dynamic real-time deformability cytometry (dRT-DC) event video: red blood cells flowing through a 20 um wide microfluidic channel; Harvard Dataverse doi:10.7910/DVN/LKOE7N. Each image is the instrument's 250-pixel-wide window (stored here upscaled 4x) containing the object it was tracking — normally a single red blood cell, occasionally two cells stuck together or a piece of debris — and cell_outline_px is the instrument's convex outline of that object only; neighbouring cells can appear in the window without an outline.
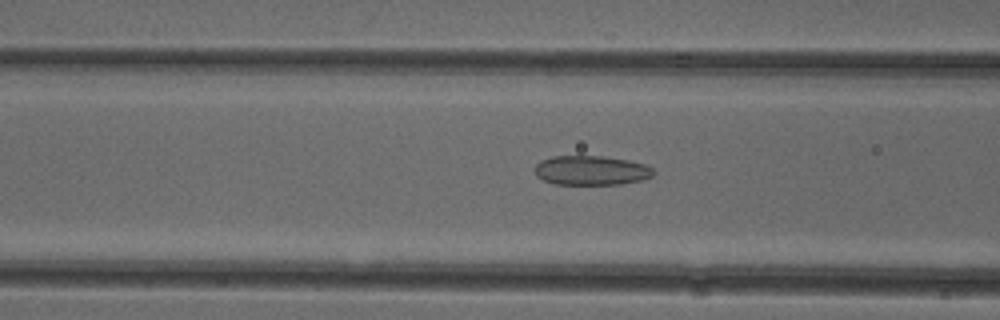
{"species": "common noctule bat (a hibernating species)", "species_latin": "Nyctalus noctula", "temperature_condition": "cold", "stored_images_in_passage": 50, "camera_frame_rate_fps": 3000, "um_per_image_px": 0.085, "animal": {"sex": "female"}, "frame": {"image": 1, "passage_image": 19, "time_ms": 6.0, "image_size_px": [1000, 320], "cell_outline_px": [[656, 172], [652, 176], [640, 180], [620, 184], [556, 184], [544, 180], [536, 176], [536, 164], [540, 160], [552, 156], [604, 156], [628, 160], [644, 164], [652, 168]], "centroid_in_image_um": [50.25, 14.48], "position_along_channel_um": 116.3, "area_um2": 20.29}}
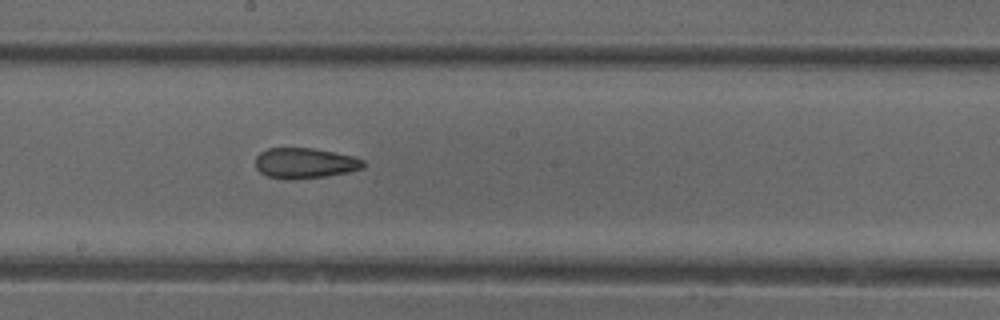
{"frame": {"image": 2, "passage_image": 27, "time_ms": 8.667, "image_size_px": [1000, 320], "cell_outline_px": [[364, 168], [348, 172], [324, 176], [284, 180], [268, 176], [260, 172], [256, 168], [256, 156], [260, 152], [268, 148], [312, 148], [352, 156], [364, 160]], "centroid_in_image_um": [25.89, 13.87], "position_along_channel_um": 222.3, "area_um2": 19.02}}
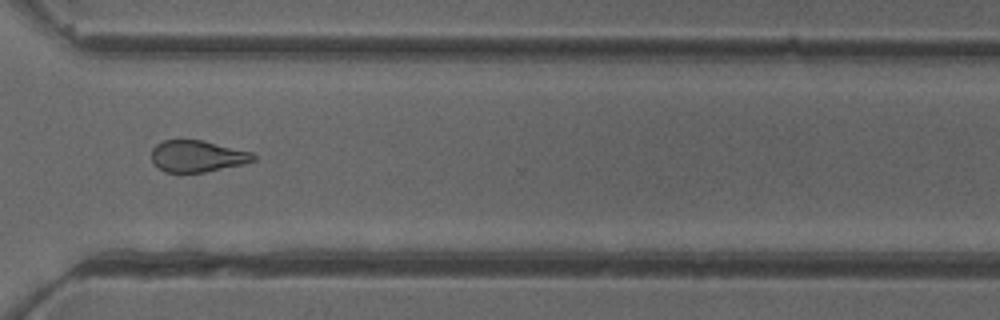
{"frame": {"image": 3, "passage_image": 37, "time_ms": 12.0, "image_size_px": [1000, 320], "cell_outline_px": [[256, 160], [244, 164], [204, 172], [164, 172], [152, 160], [152, 148], [156, 144], [164, 140], [204, 140], [252, 152], [256, 156]], "centroid_in_image_um": [16.8, 13.27], "position_along_channel_um": 353.8, "area_um2": 18.73}, "authors_computed_cell_mechanics": {"area_um2": 20.1144, "velocity_mm_per_s": 3.9618, "shape_relaxation_time_tau1_ms": null, "shape_relaxation_time_tau2_ms": 3.1777, "deformation_change_tau1": null, "deformation_change_tau2": 0.1199}}